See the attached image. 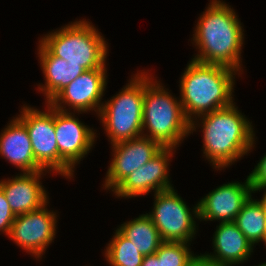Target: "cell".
Segmentation results:
<instances>
[{"instance_id":"7402d4cb","label":"cell","mask_w":266,"mask_h":266,"mask_svg":"<svg viewBox=\"0 0 266 266\" xmlns=\"http://www.w3.org/2000/svg\"><path fill=\"white\" fill-rule=\"evenodd\" d=\"M186 242L164 241L154 253L160 266H191L199 255H194Z\"/></svg>"},{"instance_id":"83f0119b","label":"cell","mask_w":266,"mask_h":266,"mask_svg":"<svg viewBox=\"0 0 266 266\" xmlns=\"http://www.w3.org/2000/svg\"><path fill=\"white\" fill-rule=\"evenodd\" d=\"M264 242L266 244V227H265V234H264Z\"/></svg>"},{"instance_id":"3957f363","label":"cell","mask_w":266,"mask_h":266,"mask_svg":"<svg viewBox=\"0 0 266 266\" xmlns=\"http://www.w3.org/2000/svg\"><path fill=\"white\" fill-rule=\"evenodd\" d=\"M234 104L198 117L203 124L204 156L218 170L248 153L255 141L251 123Z\"/></svg>"},{"instance_id":"f1b7e54d","label":"cell","mask_w":266,"mask_h":266,"mask_svg":"<svg viewBox=\"0 0 266 266\" xmlns=\"http://www.w3.org/2000/svg\"><path fill=\"white\" fill-rule=\"evenodd\" d=\"M258 266H266V263H262L261 265H258Z\"/></svg>"},{"instance_id":"ffe728a7","label":"cell","mask_w":266,"mask_h":266,"mask_svg":"<svg viewBox=\"0 0 266 266\" xmlns=\"http://www.w3.org/2000/svg\"><path fill=\"white\" fill-rule=\"evenodd\" d=\"M251 197L243 204L233 222L254 246L255 243L264 242L266 216L259 200Z\"/></svg>"},{"instance_id":"7c38bea8","label":"cell","mask_w":266,"mask_h":266,"mask_svg":"<svg viewBox=\"0 0 266 266\" xmlns=\"http://www.w3.org/2000/svg\"><path fill=\"white\" fill-rule=\"evenodd\" d=\"M172 147H163L153 158L132 172L114 190L118 197H137L155 190L161 192L173 189L168 178L169 158L173 157Z\"/></svg>"},{"instance_id":"8992f818","label":"cell","mask_w":266,"mask_h":266,"mask_svg":"<svg viewBox=\"0 0 266 266\" xmlns=\"http://www.w3.org/2000/svg\"><path fill=\"white\" fill-rule=\"evenodd\" d=\"M144 72L131 78L121 92L103 103L98 115L111 144L142 136Z\"/></svg>"},{"instance_id":"484cf974","label":"cell","mask_w":266,"mask_h":266,"mask_svg":"<svg viewBox=\"0 0 266 266\" xmlns=\"http://www.w3.org/2000/svg\"><path fill=\"white\" fill-rule=\"evenodd\" d=\"M191 266H222V265L212 264V263L202 259L199 256V258Z\"/></svg>"},{"instance_id":"603a6c76","label":"cell","mask_w":266,"mask_h":266,"mask_svg":"<svg viewBox=\"0 0 266 266\" xmlns=\"http://www.w3.org/2000/svg\"><path fill=\"white\" fill-rule=\"evenodd\" d=\"M15 218L16 216L12 212L5 194L0 187V231L9 235L11 225Z\"/></svg>"},{"instance_id":"7a4b0ae2","label":"cell","mask_w":266,"mask_h":266,"mask_svg":"<svg viewBox=\"0 0 266 266\" xmlns=\"http://www.w3.org/2000/svg\"><path fill=\"white\" fill-rule=\"evenodd\" d=\"M235 74V70L225 66L190 61L180 80V102L190 121V132L196 129L192 117L233 103Z\"/></svg>"},{"instance_id":"6da1fadb","label":"cell","mask_w":266,"mask_h":266,"mask_svg":"<svg viewBox=\"0 0 266 266\" xmlns=\"http://www.w3.org/2000/svg\"><path fill=\"white\" fill-rule=\"evenodd\" d=\"M200 16L193 34L199 53L192 60L241 70L243 31L241 23L230 6L213 0ZM240 69V70H239Z\"/></svg>"},{"instance_id":"e0dca14e","label":"cell","mask_w":266,"mask_h":266,"mask_svg":"<svg viewBox=\"0 0 266 266\" xmlns=\"http://www.w3.org/2000/svg\"><path fill=\"white\" fill-rule=\"evenodd\" d=\"M15 118L0 134V155L23 173L44 171L35 160L26 126Z\"/></svg>"},{"instance_id":"30bf717a","label":"cell","mask_w":266,"mask_h":266,"mask_svg":"<svg viewBox=\"0 0 266 266\" xmlns=\"http://www.w3.org/2000/svg\"><path fill=\"white\" fill-rule=\"evenodd\" d=\"M46 205L17 215L8 235L18 246L38 258L44 254L56 234V213L48 211Z\"/></svg>"},{"instance_id":"4fadbf2b","label":"cell","mask_w":266,"mask_h":266,"mask_svg":"<svg viewBox=\"0 0 266 266\" xmlns=\"http://www.w3.org/2000/svg\"><path fill=\"white\" fill-rule=\"evenodd\" d=\"M113 159L105 178V189L112 191L132 172L153 158L163 147L155 140L140 136L113 144Z\"/></svg>"},{"instance_id":"ac0fdd59","label":"cell","mask_w":266,"mask_h":266,"mask_svg":"<svg viewBox=\"0 0 266 266\" xmlns=\"http://www.w3.org/2000/svg\"><path fill=\"white\" fill-rule=\"evenodd\" d=\"M40 65L44 73L45 86L38 88L49 103L62 89L81 75L85 69L73 66L62 58L54 56L41 42L39 44Z\"/></svg>"},{"instance_id":"5bb4252c","label":"cell","mask_w":266,"mask_h":266,"mask_svg":"<svg viewBox=\"0 0 266 266\" xmlns=\"http://www.w3.org/2000/svg\"><path fill=\"white\" fill-rule=\"evenodd\" d=\"M252 188L247 176L246 182H231L214 189L196 204L193 216L201 220H220L233 222L241 211L243 204L249 199Z\"/></svg>"},{"instance_id":"cb8c5ba5","label":"cell","mask_w":266,"mask_h":266,"mask_svg":"<svg viewBox=\"0 0 266 266\" xmlns=\"http://www.w3.org/2000/svg\"><path fill=\"white\" fill-rule=\"evenodd\" d=\"M248 178L253 193L254 191L266 189V155L262 157Z\"/></svg>"},{"instance_id":"ba28073f","label":"cell","mask_w":266,"mask_h":266,"mask_svg":"<svg viewBox=\"0 0 266 266\" xmlns=\"http://www.w3.org/2000/svg\"><path fill=\"white\" fill-rule=\"evenodd\" d=\"M68 111L54 108V127L59 151V174L71 178L75 164L85 157L96 137L92 129Z\"/></svg>"},{"instance_id":"277c9868","label":"cell","mask_w":266,"mask_h":266,"mask_svg":"<svg viewBox=\"0 0 266 266\" xmlns=\"http://www.w3.org/2000/svg\"><path fill=\"white\" fill-rule=\"evenodd\" d=\"M151 77V78H150ZM144 72V98L142 134L157 141L162 147L176 148L190 132V121L186 118L179 101L164 89L158 81Z\"/></svg>"},{"instance_id":"d6986e66","label":"cell","mask_w":266,"mask_h":266,"mask_svg":"<svg viewBox=\"0 0 266 266\" xmlns=\"http://www.w3.org/2000/svg\"><path fill=\"white\" fill-rule=\"evenodd\" d=\"M117 230L133 243L143 256L153 255L164 242L153 221L146 215H140Z\"/></svg>"},{"instance_id":"9a60e30c","label":"cell","mask_w":266,"mask_h":266,"mask_svg":"<svg viewBox=\"0 0 266 266\" xmlns=\"http://www.w3.org/2000/svg\"><path fill=\"white\" fill-rule=\"evenodd\" d=\"M42 174L43 171L22 173L15 178L0 181V187L15 216L49 203L46 190L39 180Z\"/></svg>"},{"instance_id":"5b68a950","label":"cell","mask_w":266,"mask_h":266,"mask_svg":"<svg viewBox=\"0 0 266 266\" xmlns=\"http://www.w3.org/2000/svg\"><path fill=\"white\" fill-rule=\"evenodd\" d=\"M86 20L75 21L45 35L41 42L54 56L85 70L105 67L107 44Z\"/></svg>"},{"instance_id":"52a82bcc","label":"cell","mask_w":266,"mask_h":266,"mask_svg":"<svg viewBox=\"0 0 266 266\" xmlns=\"http://www.w3.org/2000/svg\"><path fill=\"white\" fill-rule=\"evenodd\" d=\"M152 213L146 215L153 221L161 239L169 242H186L196 234V222L190 208L174 188L156 192Z\"/></svg>"},{"instance_id":"8fae6325","label":"cell","mask_w":266,"mask_h":266,"mask_svg":"<svg viewBox=\"0 0 266 266\" xmlns=\"http://www.w3.org/2000/svg\"><path fill=\"white\" fill-rule=\"evenodd\" d=\"M106 72L105 67L85 70L74 81L62 89L49 104L65 112H67V109H64L66 106H62V103L71 106L70 108H73L74 112L77 110L80 113H85L93 109L99 113L103 105L100 101L104 95L105 86L107 85Z\"/></svg>"},{"instance_id":"2e32d148","label":"cell","mask_w":266,"mask_h":266,"mask_svg":"<svg viewBox=\"0 0 266 266\" xmlns=\"http://www.w3.org/2000/svg\"><path fill=\"white\" fill-rule=\"evenodd\" d=\"M213 236L215 255H200L212 264L232 266L243 263L253 252V245L234 222H220Z\"/></svg>"},{"instance_id":"9c48e42d","label":"cell","mask_w":266,"mask_h":266,"mask_svg":"<svg viewBox=\"0 0 266 266\" xmlns=\"http://www.w3.org/2000/svg\"><path fill=\"white\" fill-rule=\"evenodd\" d=\"M47 111L24 106L19 117L29 134L37 164L44 170L59 173V151L54 127V107L47 103Z\"/></svg>"},{"instance_id":"4316f807","label":"cell","mask_w":266,"mask_h":266,"mask_svg":"<svg viewBox=\"0 0 266 266\" xmlns=\"http://www.w3.org/2000/svg\"><path fill=\"white\" fill-rule=\"evenodd\" d=\"M259 203L262 205L265 216H266V192H264L263 198L259 201Z\"/></svg>"},{"instance_id":"44dd1931","label":"cell","mask_w":266,"mask_h":266,"mask_svg":"<svg viewBox=\"0 0 266 266\" xmlns=\"http://www.w3.org/2000/svg\"><path fill=\"white\" fill-rule=\"evenodd\" d=\"M105 257L111 266H141L144 258L133 243L118 230L106 247Z\"/></svg>"},{"instance_id":"d4e9b609","label":"cell","mask_w":266,"mask_h":266,"mask_svg":"<svg viewBox=\"0 0 266 266\" xmlns=\"http://www.w3.org/2000/svg\"><path fill=\"white\" fill-rule=\"evenodd\" d=\"M141 266H160V261L155 254L144 256Z\"/></svg>"}]
</instances>
